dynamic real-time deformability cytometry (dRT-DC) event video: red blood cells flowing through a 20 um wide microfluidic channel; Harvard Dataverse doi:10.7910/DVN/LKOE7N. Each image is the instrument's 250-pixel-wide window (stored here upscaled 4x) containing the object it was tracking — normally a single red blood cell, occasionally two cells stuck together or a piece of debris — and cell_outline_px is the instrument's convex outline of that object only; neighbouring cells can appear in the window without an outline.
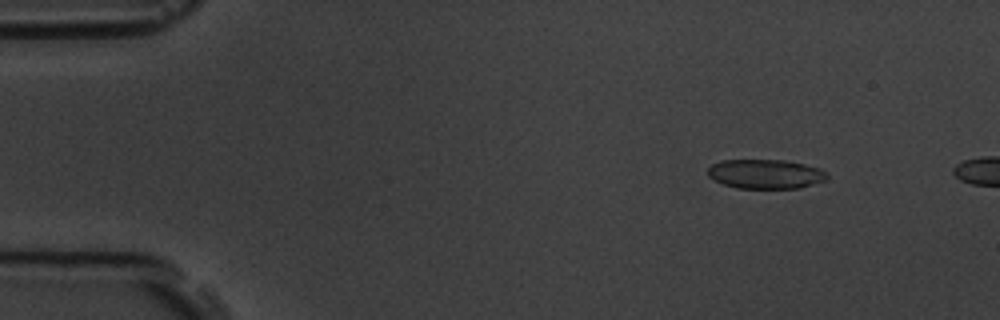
{"species": "common noctule bat (a hibernating species)", "species_latin": "Nyctalus noctula", "temperature_condition": "room temperature", "stored_images_in_passage": 4, "camera_frame_rate_fps": 3000, "um_per_image_px": 0.085, "animal": {"sex": "male", "body_mass_g": 19.5, "forearm_length_mm": 54.6}, "frame": {"image": 1, "passage_image": 2, "time_ms": 2.0, "image_size_px": [1000, 320], "cell_outline_px": [[828, 176], [824, 180], [800, 188], [736, 188], [724, 184], [708, 176], [708, 168], [712, 164], [720, 160], [784, 160], [804, 164], [820, 168]], "centroid_in_image_um": [65.04, 14.78], "position_along_channel_um": 20.0, "area_um2": 20.23}}